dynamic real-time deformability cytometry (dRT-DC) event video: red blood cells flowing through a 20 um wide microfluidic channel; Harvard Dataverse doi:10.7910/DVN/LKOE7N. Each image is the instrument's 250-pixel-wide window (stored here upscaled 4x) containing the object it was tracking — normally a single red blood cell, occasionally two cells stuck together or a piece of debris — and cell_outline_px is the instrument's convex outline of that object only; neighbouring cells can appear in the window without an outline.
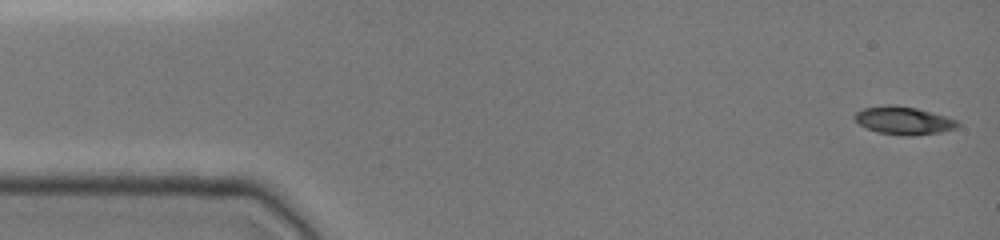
{"species": "common noctule bat (a hibernating species)", "species_latin": "Nyctalus noctula", "temperature_condition": "cold", "stored_images_in_passage": 14, "camera_frame_rate_fps": 3000, "um_per_image_px": 0.085, "animal": {"sex": "female", "body_mass_g": 19.0, "forearm_length_mm": 51.5}, "frame": {"image": 1, "passage_image": 1, "time_ms": 0.0, "image_size_px": [1000, 240], "cell_outline_px": [[960, 124], [956, 128], [940, 132], [880, 132], [868, 128], [860, 124], [852, 116], [856, 112], [864, 108], [884, 104], [896, 104], [916, 108], [932, 112], [956, 120]], "centroid_in_image_um": [76.76, 10.16], "position_along_channel_um": 8.2, "area_um2": 15.72}}